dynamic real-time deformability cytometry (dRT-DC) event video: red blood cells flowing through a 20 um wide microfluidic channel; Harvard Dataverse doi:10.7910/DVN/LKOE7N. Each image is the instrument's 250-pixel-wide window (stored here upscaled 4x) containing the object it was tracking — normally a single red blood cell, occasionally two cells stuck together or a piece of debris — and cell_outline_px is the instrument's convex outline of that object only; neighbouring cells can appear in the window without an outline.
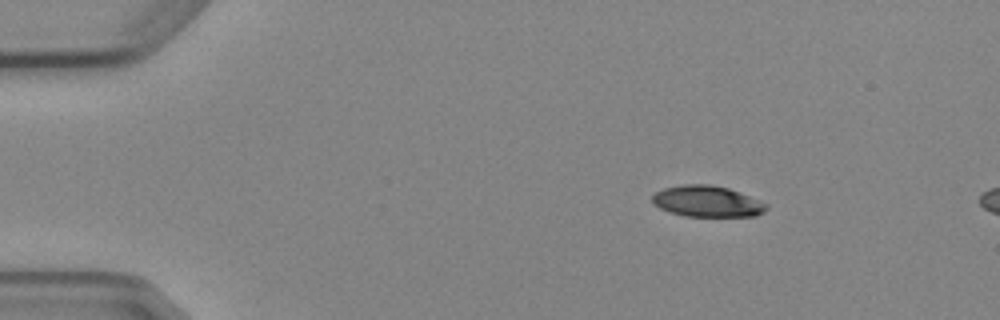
{"species": "Egyptian fruit bat (a non-hibernating species)", "species_latin": "Rousettus aegyptiacus", "temperature_condition": "cold", "stored_images_in_passage": 3, "camera_frame_rate_fps": 3000, "um_per_image_px": 0.085, "animal": {"sex": "female"}, "frame": {"image": 1, "passage_image": 1, "time_ms": 0.0, "image_size_px": [1000, 320], "cell_outline_px": [[768, 208], [764, 212], [756, 216], [684, 216], [660, 208], [652, 204], [652, 196], [656, 192], [664, 188], [684, 184], [708, 184], [728, 188], [740, 192], [760, 200], [768, 204]], "centroid_in_image_um": [60.13, 17.11], "position_along_channel_um": 24.9, "area_um2": 20.75}}